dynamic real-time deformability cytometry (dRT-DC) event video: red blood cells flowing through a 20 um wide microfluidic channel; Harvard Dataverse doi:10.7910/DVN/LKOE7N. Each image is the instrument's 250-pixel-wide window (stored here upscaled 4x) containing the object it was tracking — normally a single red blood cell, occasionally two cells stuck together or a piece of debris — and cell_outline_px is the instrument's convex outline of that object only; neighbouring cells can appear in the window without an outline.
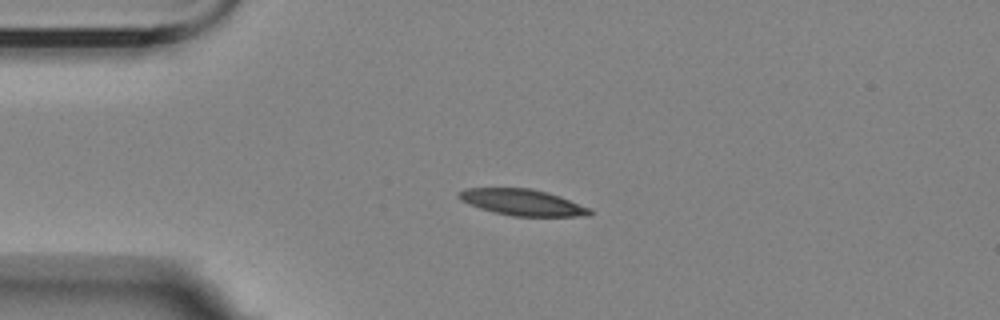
{"species": "Egyptian fruit bat (a non-hibernating species)", "species_latin": "Rousettus aegyptiacus", "temperature_condition": "room temperature", "stored_images_in_passage": 7, "camera_frame_rate_fps": 3000, "um_per_image_px": 0.085, "animal": {"sex": "female"}, "frame": {"image": 1, "passage_image": 1, "time_ms": 0.0, "image_size_px": [1000, 320], "cell_outline_px": [[592, 212], [588, 216], [512, 216], [480, 208], [468, 204], [460, 200], [456, 196], [456, 192], [468, 188], [532, 188], [548, 192], [560, 196], [588, 208]], "centroid_in_image_um": [44.35, 17.19], "position_along_channel_um": 40.7, "area_um2": 19.94}}
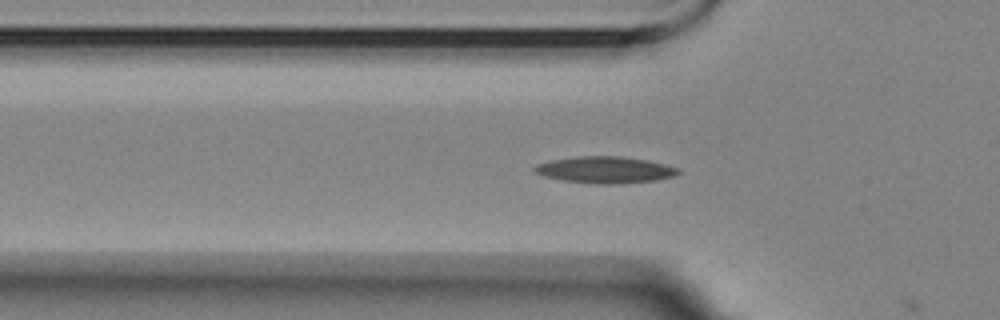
{"frame": {"image": 2, "passage_image": 6, "time_ms": 1.667, "image_size_px": [1000, 320], "cell_outline_px": [[680, 172], [676, 176], [656, 180], [620, 184], [596, 184], [564, 180], [544, 176], [532, 172], [532, 168], [536, 164], [552, 160], [580, 156], [620, 156], [648, 160], [680, 168]], "centroid_in_image_um": [51.45, 14.44], "position_along_channel_um": 74.4, "area_um2": 22.43}}